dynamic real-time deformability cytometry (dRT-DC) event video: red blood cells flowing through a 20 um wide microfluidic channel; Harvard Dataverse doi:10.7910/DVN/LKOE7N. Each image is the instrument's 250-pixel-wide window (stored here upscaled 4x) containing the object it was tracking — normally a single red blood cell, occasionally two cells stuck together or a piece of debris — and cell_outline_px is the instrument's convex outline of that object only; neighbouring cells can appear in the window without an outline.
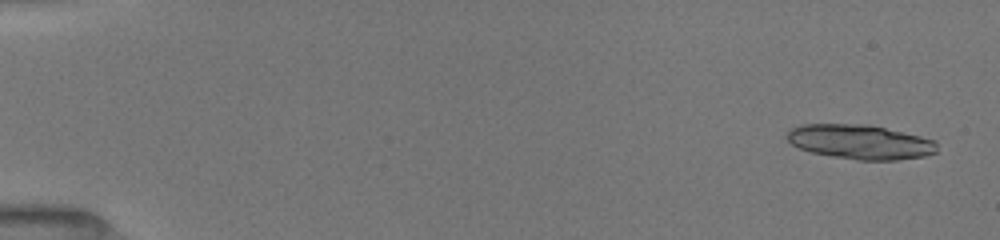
{"species": "common noctule bat (a hibernating species)", "species_latin": "Nyctalus noctula", "temperature_condition": "room temperature", "stored_images_in_passage": 48, "camera_frame_rate_fps": 3000, "um_per_image_px": 0.085, "animal": {"sex": "female", "body_mass_g": 19.5, "forearm_length_mm": 54.1}, "frame": {"image": 1, "passage_image": 4, "time_ms": 0.667, "image_size_px": [1000, 240], "cell_outline_px": [[936, 152], [924, 156], [896, 160], [856, 160], [832, 156], [812, 152], [800, 148], [792, 144], [784, 136], [792, 128], [800, 124], [868, 124], [920, 136], [936, 140]], "centroid_in_image_um": [73.1, 12.06], "position_along_channel_um": 11.9, "area_um2": 30.11}}
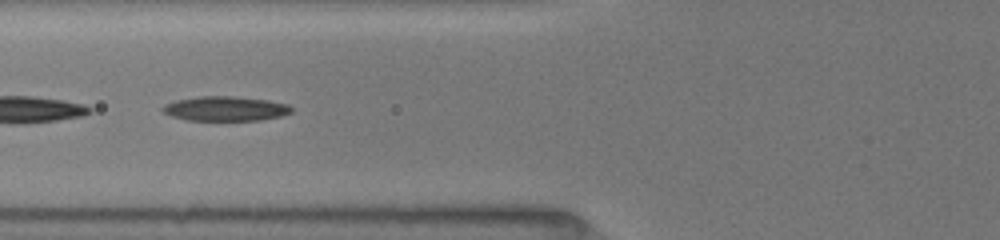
{"frame": {"image": 2, "passage_image": 33, "time_ms": 7.0, "image_size_px": [1000, 240], "cell_outline_px": [[292, 112], [280, 116], [260, 120], [188, 120], [172, 116], [164, 112], [160, 108], [164, 104], [176, 100], [200, 96], [232, 96], [268, 100], [288, 104], [292, 108]], "centroid_in_image_um": [19.15, 9.23], "position_along_channel_um": 106.6, "area_um2": 18.38}}
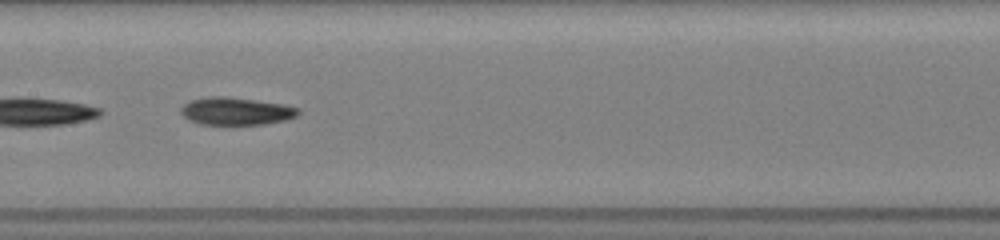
{"frame": {"image": 3, "passage_image": 42, "time_ms": 9.0, "image_size_px": [1000, 240], "cell_outline_px": [[300, 112], [296, 116], [284, 120], [264, 124], [200, 124], [188, 120], [180, 112], [180, 108], [184, 104], [192, 100], [208, 96], [224, 96], [280, 104], [296, 108]], "centroid_in_image_um": [19.99, 9.45], "position_along_channel_um": 187.4, "area_um2": 18.5}}